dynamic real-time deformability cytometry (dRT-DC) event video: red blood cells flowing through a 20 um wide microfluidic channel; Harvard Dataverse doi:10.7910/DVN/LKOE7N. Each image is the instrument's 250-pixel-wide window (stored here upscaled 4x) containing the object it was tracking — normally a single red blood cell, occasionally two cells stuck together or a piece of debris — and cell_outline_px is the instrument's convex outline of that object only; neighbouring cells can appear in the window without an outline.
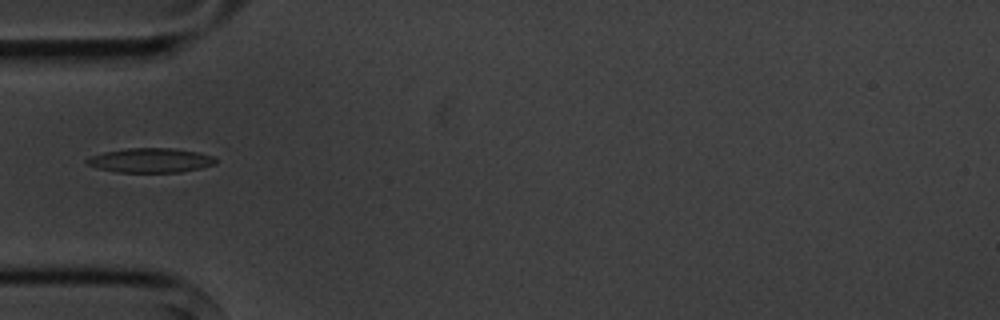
{"species": "common noctule bat (a hibernating species)", "species_latin": "Nyctalus noctula", "temperature_condition": "cold", "stored_images_in_passage": 1, "camera_frame_rate_fps": 3000, "um_per_image_px": 0.085, "animal": {"sex": "male", "body_mass_g": 20.1, "forearm_length_mm": 53.5}, "frame": {"image": 1, "passage_image": 1, "time_ms": 0.0, "image_size_px": [1000, 320], "cell_outline_px": [[216, 164], [200, 168], [180, 172], [116, 172], [96, 168], [88, 164], [84, 160], [92, 156], [104, 152], [128, 148], [172, 148], [200, 152], [216, 156]], "centroid_in_image_um": [12.83, 13.62], "position_along_channel_um": 72.2, "area_um2": 18.44}}